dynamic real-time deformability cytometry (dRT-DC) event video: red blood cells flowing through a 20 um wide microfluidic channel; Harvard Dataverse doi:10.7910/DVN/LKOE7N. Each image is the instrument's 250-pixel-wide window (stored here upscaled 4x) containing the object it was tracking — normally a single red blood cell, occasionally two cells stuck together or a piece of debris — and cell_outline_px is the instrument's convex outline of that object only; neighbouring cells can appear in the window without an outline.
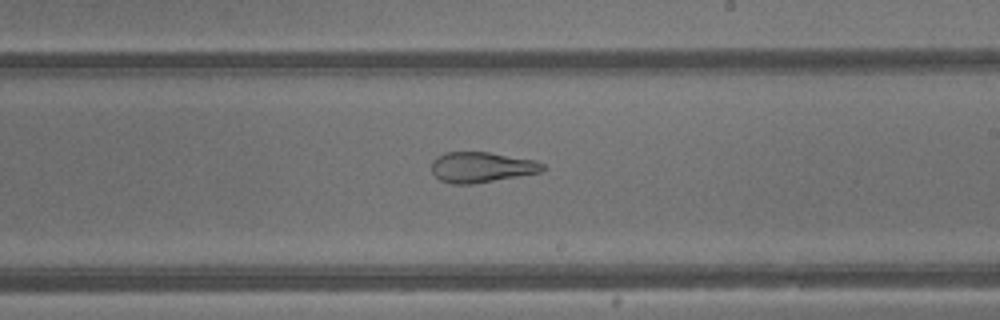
{"species": "common noctule bat (a hibernating species)", "species_latin": "Nyctalus noctula", "temperature_condition": "warm", "stored_images_in_passage": 41, "camera_frame_rate_fps": 3000, "um_per_image_px": 0.085, "animal": {"sex": "male", "body_mass_g": 13.3}, "frame": {"image": 1, "passage_image": 24, "time_ms": 7.667, "image_size_px": [1000, 320], "cell_outline_px": [[544, 168], [540, 172], [472, 184], [452, 184], [440, 180], [432, 172], [432, 160], [436, 156], [444, 152], [488, 152], [536, 160], [544, 164]], "centroid_in_image_um": [40.89, 14.2], "position_along_channel_um": 248.1, "area_um2": 19.65}}
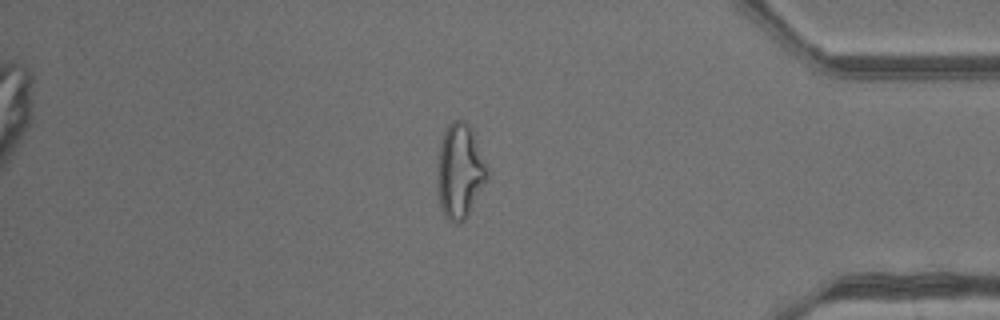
{"frame": {"image": 2, "passage_image": 35, "time_ms": 11.333, "image_size_px": [1000, 320], "cell_outline_px": [[488, 180], [468, 216], [460, 224], [456, 224], [444, 216], [440, 208], [440, 140], [448, 124], [452, 120], [464, 120], [472, 128], [488, 168]], "centroid_in_image_um": [39.15, 14.55], "position_along_channel_um": 396.0, "area_um2": 27.17}, "authors_computed_cell_mechanics": {"area_um2": 27.166, "velocity_mm_per_s": 4.8709, "shape_relaxation_time_tau1_ms": null, "shape_relaxation_time_tau2_ms": 1.375, "deformation_change_tau1": null, "deformation_change_tau2": 0.1114}}